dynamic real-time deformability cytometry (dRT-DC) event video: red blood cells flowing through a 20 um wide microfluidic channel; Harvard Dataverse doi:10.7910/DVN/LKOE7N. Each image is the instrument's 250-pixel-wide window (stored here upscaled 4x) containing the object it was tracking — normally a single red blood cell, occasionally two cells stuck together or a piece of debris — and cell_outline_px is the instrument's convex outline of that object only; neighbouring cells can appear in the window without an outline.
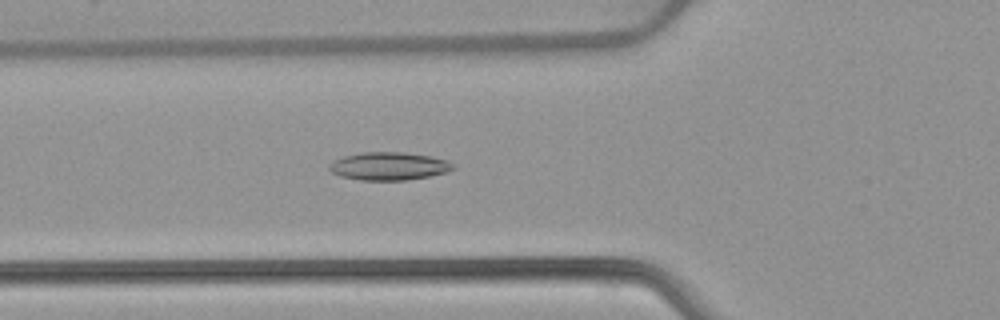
{"species": "common noctule bat (a hibernating species)", "species_latin": "Nyctalus noctula", "temperature_condition": "warm", "stored_images_in_passage": 46, "camera_frame_rate_fps": 3000, "um_per_image_px": 0.085, "animal": {"sex": "female", "body_mass_g": 22.7, "forearm_length_mm": 54.2}, "frame": {"image": 1, "passage_image": 13, "time_ms": 4.0, "image_size_px": [1000, 320], "cell_outline_px": [[456, 168], [444, 172], [428, 176], [404, 180], [360, 180], [340, 176], [332, 172], [328, 168], [328, 164], [332, 160], [344, 156], [360, 152], [404, 152], [432, 156], [448, 160]], "centroid_in_image_um": [33.01, 14.11], "position_along_channel_um": 92.8, "area_um2": 20.23}}
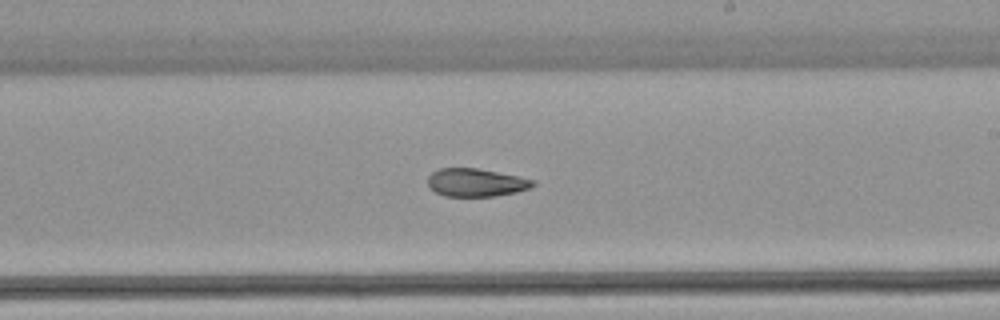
{"frame": {"image": 2, "passage_image": 25, "time_ms": 8.0, "image_size_px": [1000, 320], "cell_outline_px": [[536, 184], [528, 188], [516, 192], [496, 196], [444, 196], [436, 192], [428, 184], [428, 176], [432, 172], [440, 168], [476, 168], [536, 180]], "centroid_in_image_um": [40.45, 15.51], "position_along_channel_um": 248.5, "area_um2": 16.99}}
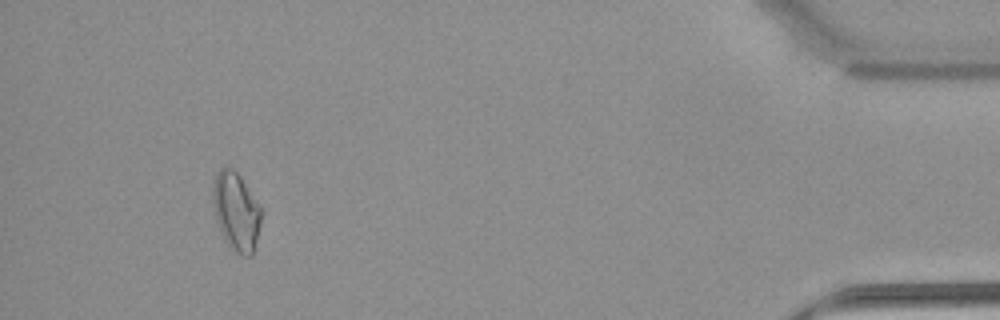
{"frame": {"image": 3, "passage_image": 43, "time_ms": 14.0, "image_size_px": [1000, 320], "cell_outline_px": [[260, 224], [252, 256], [244, 256], [236, 252], [228, 244], [216, 220], [212, 200], [212, 188], [216, 176], [220, 168], [232, 168], [240, 176], [260, 204]], "centroid_in_image_um": [20.07, 17.95], "position_along_channel_um": 415.1, "area_um2": 21.68}, "authors_computed_cell_mechanics": {"area_um2": 18.9873, "velocity_mm_per_s": 3.8913, "shape_relaxation_time_tau1_ms": null, "shape_relaxation_time_tau2_ms": 3.7194, "deformation_change_tau1": null, "deformation_change_tau2": 0.0973}}